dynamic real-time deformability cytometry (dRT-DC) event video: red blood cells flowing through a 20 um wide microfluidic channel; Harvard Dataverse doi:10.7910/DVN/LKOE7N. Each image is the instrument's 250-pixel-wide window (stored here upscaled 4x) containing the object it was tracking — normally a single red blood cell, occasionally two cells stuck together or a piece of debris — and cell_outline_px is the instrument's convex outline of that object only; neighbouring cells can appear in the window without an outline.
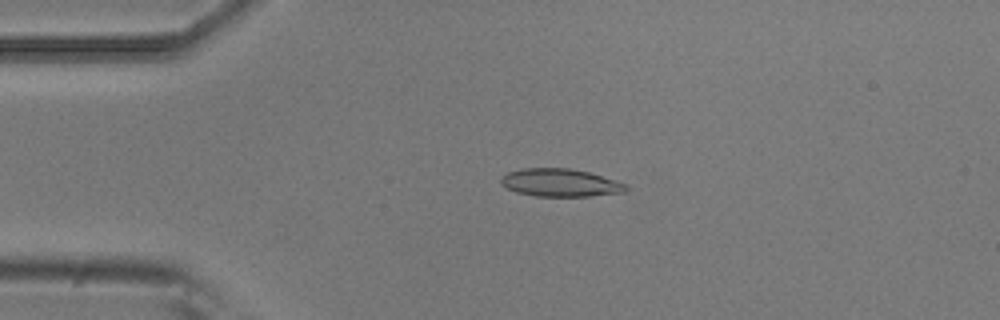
{"species": "common noctule bat (a hibernating species)", "species_latin": "Nyctalus noctula", "temperature_condition": "room temperature", "stored_images_in_passage": 3, "camera_frame_rate_fps": 3000, "um_per_image_px": 0.085, "animal": {"sex": "male", "body_mass_g": 20.5, "forearm_length_mm": 52.5}, "frame": {"image": 1, "passage_image": 3, "time_ms": 0.667, "image_size_px": [1000, 320], "cell_outline_px": [[628, 188], [624, 192], [588, 196], [536, 196], [516, 192], [500, 184], [500, 180], [508, 172], [524, 168], [568, 168], [588, 172], [616, 180], [628, 184]], "centroid_in_image_um": [47.64, 15.53], "position_along_channel_um": 37.4, "area_um2": 20.17}}